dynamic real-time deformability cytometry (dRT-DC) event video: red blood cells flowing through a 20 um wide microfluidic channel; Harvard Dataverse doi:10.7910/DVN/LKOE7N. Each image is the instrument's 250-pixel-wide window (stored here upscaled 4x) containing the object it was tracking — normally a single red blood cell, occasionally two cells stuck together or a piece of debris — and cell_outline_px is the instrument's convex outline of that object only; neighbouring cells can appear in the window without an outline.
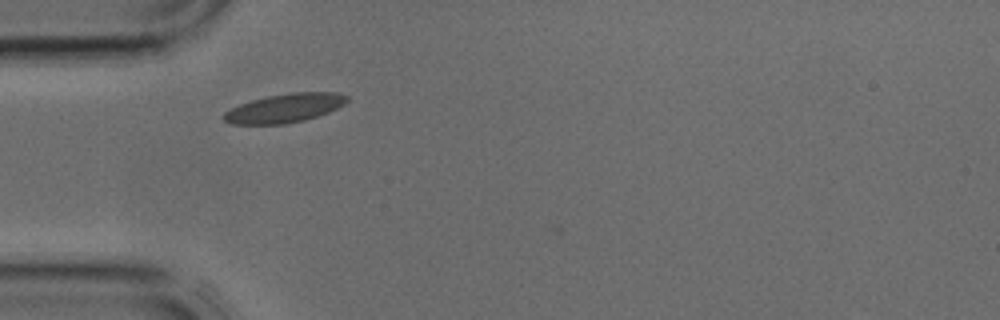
{"species": "common noctule bat (a hibernating species)", "species_latin": "Nyctalus noctula", "temperature_condition": "cold", "stored_images_in_passage": 5, "camera_frame_rate_fps": 3000, "um_per_image_px": 0.085, "animal": {"sex": "male", "body_mass_g": 17.9, "forearm_length_mm": 54.2}, "frame": {"image": 1, "passage_image": 4, "time_ms": 1.0, "image_size_px": [1000, 320], "cell_outline_px": [[348, 100], [344, 104], [328, 112], [304, 120], [284, 124], [232, 124], [224, 120], [224, 112], [240, 104], [252, 100], [268, 96], [292, 92], [340, 92], [348, 96]], "centroid_in_image_um": [24.22, 9.18], "position_along_channel_um": 60.8, "area_um2": 20.52}}